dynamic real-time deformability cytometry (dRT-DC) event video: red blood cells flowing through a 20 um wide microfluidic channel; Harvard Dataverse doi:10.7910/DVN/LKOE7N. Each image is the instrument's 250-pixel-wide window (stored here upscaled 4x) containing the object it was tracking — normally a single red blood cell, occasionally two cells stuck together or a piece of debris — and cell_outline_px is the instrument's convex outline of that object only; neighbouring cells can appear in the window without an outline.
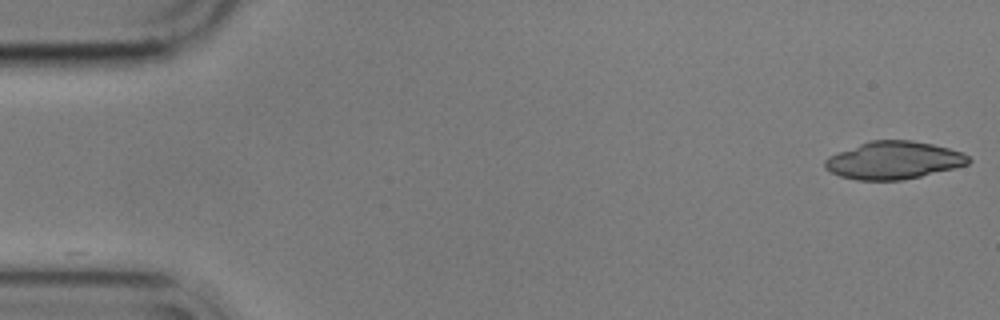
{"species": "common noctule bat (a hibernating species)", "species_latin": "Nyctalus noctula", "temperature_condition": "cold", "stored_images_in_passage": 30, "camera_frame_rate_fps": 3000, "um_per_image_px": 0.085, "animal": {"sex": "male", "body_mass_g": 17.9}, "frame": {"image": 1, "passage_image": 1, "time_ms": 0.0, "image_size_px": [1000, 320], "cell_outline_px": [[972, 160], [968, 164], [920, 176], [900, 180], [856, 180], [840, 176], [824, 168], [824, 160], [840, 152], [860, 144], [872, 140], [912, 140], [932, 144], [948, 148], [960, 152], [968, 156]], "centroid_in_image_um": [75.96, 13.63], "position_along_channel_um": 9.0, "area_um2": 30.98}}